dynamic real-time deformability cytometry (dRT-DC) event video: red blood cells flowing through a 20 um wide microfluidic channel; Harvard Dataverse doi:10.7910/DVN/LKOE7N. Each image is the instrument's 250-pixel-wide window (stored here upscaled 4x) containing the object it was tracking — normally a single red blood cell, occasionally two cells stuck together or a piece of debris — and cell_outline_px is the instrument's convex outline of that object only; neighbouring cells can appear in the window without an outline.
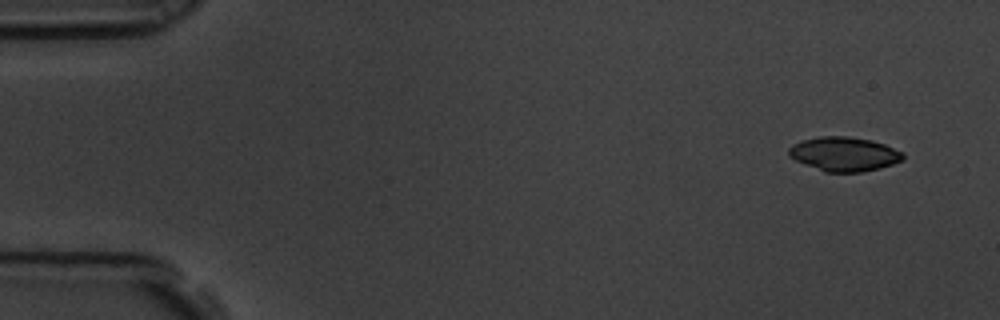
{"species": "common noctule bat (a hibernating species)", "species_latin": "Nyctalus noctula", "temperature_condition": "room temperature", "stored_images_in_passage": 4, "camera_frame_rate_fps": 3000, "um_per_image_px": 0.085, "animal": {"sex": "male", "body_mass_g": 19.5, "forearm_length_mm": 54.6}, "frame": {"image": 1, "passage_image": 1, "time_ms": 0.0, "image_size_px": [1000, 320], "cell_outline_px": [[904, 160], [880, 168], [860, 172], [824, 172], [796, 160], [788, 156], [788, 148], [792, 144], [804, 140], [820, 136], [848, 136], [872, 140], [884, 144], [904, 152]], "centroid_in_image_um": [71.76, 13.09], "position_along_channel_um": 13.2, "area_um2": 22.83}}
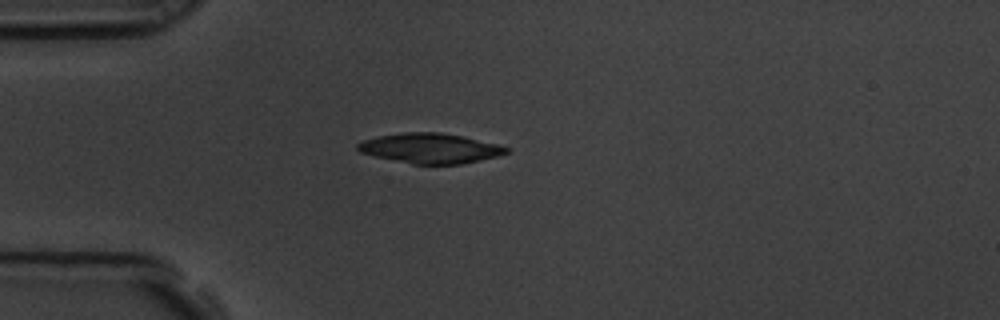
{"frame": {"image": 2, "passage_image": 4, "time_ms": 1.0, "image_size_px": [1000, 320], "cell_outline_px": [[512, 148], [508, 152], [496, 156], [480, 160], [460, 164], [412, 164], [376, 156], [360, 152], [356, 148], [356, 144], [364, 140], [380, 136], [404, 132], [440, 132], [500, 144]], "centroid_in_image_um": [36.6, 12.6], "position_along_channel_um": 48.4, "area_um2": 25.78}}